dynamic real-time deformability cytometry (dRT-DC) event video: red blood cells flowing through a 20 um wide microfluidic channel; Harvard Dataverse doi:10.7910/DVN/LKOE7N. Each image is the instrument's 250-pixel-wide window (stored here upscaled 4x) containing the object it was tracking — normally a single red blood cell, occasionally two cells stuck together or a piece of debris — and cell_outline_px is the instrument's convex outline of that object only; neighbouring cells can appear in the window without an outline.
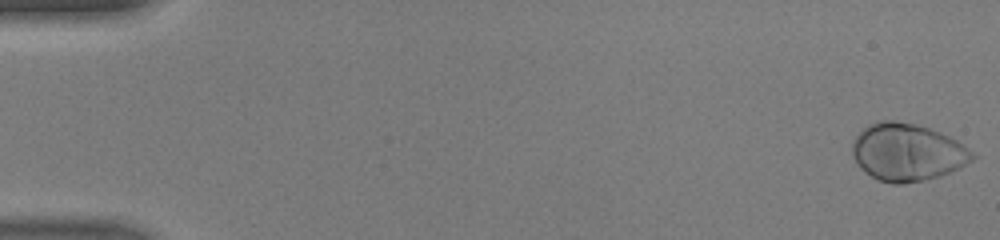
{"species": "human", "species_latin": "Homo sapiens", "temperature_condition": "warm", "stored_images_in_passage": 47, "camera_frame_rate_fps": 3000, "um_per_image_px": 0.085, "donor": {"sex": "male"}, "frame": {"image": 1, "passage_image": 1, "time_ms": 0.0, "image_size_px": [1000, 240], "cell_outline_px": [[976, 156], [972, 160], [940, 176], [924, 180], [904, 184], [892, 184], [880, 180], [872, 176], [860, 168], [856, 164], [852, 156], [852, 144], [856, 136], [868, 124], [876, 120], [892, 120], [912, 124], [928, 128], [940, 132], [956, 140], [968, 148]], "centroid_in_image_um": [77.07, 12.94], "position_along_channel_um": 7.9, "area_um2": 39.94}}
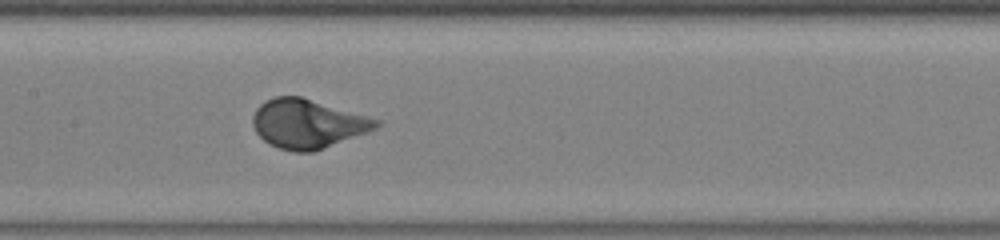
{"frame": {"image": 2, "passage_image": 24, "time_ms": 7.667, "image_size_px": [1000, 240], "cell_outline_px": [[384, 124], [368, 132], [312, 152], [296, 152], [280, 148], [268, 144], [256, 132], [252, 124], [252, 116], [256, 108], [264, 100], [276, 96], [300, 96], [380, 120]], "centroid_in_image_um": [26.13, 10.51], "position_along_channel_um": 181.3, "area_um2": 35.14}}
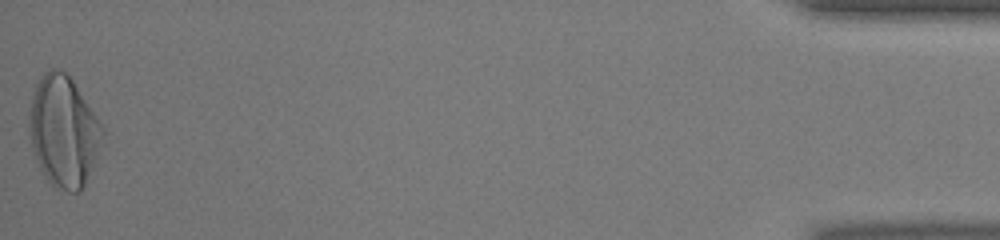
{"frame": {"image": 3, "passage_image": 47, "time_ms": 15.333, "image_size_px": [1000, 240], "cell_outline_px": [[104, 132], [92, 164], [84, 184], [80, 192], [68, 192], [52, 184], [44, 176], [40, 168], [32, 148], [28, 132], [28, 116], [32, 96], [36, 84], [44, 72], [52, 68], [56, 68], [64, 72], [72, 80], [104, 128]], "centroid_in_image_um": [5.35, 11.14], "position_along_channel_um": 429.8, "area_um2": 46.59}, "authors_computed_cell_mechanics": {"area_um2": 36.1828, "velocity_mm_per_s": 4.4431, "shape_relaxation_time_tau1_ms": 1.9021, "shape_relaxation_time_tau2_ms": null, "deformation_change_tau1": 0.1678, "deformation_change_tau2": null}}